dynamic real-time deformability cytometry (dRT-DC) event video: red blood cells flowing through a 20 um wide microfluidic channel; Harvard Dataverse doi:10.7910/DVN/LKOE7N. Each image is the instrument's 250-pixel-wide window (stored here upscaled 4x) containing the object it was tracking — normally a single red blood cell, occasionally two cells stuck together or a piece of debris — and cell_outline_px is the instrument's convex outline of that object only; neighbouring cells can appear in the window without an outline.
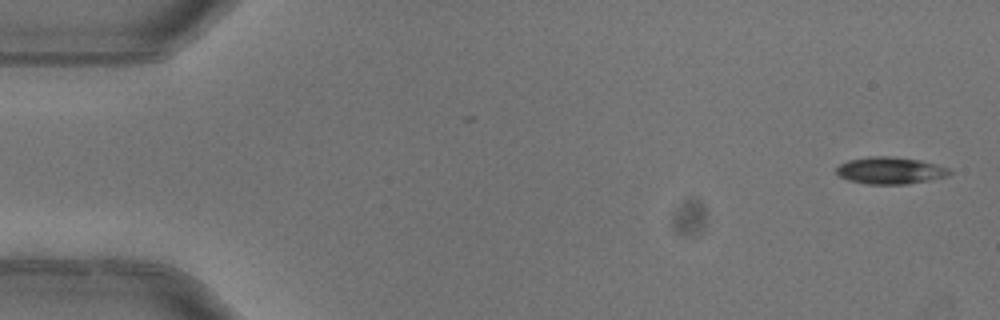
{"species": "common noctule bat (a hibernating species)", "species_latin": "Nyctalus noctula", "temperature_condition": "warm", "stored_images_in_passage": 5, "camera_frame_rate_fps": 3000, "um_per_image_px": 0.085, "animal": {"sex": "female"}, "frame": {"image": 1, "passage_image": 1, "time_ms": 0.0, "image_size_px": [1000, 320], "cell_outline_px": [[952, 172], [948, 176], [908, 184], [868, 184], [848, 180], [840, 176], [836, 172], [836, 168], [840, 164], [848, 160], [868, 156], [892, 156], [920, 160], [936, 164], [948, 168]], "centroid_in_image_um": [75.66, 14.49], "position_along_channel_um": 9.3, "area_um2": 17.8}}
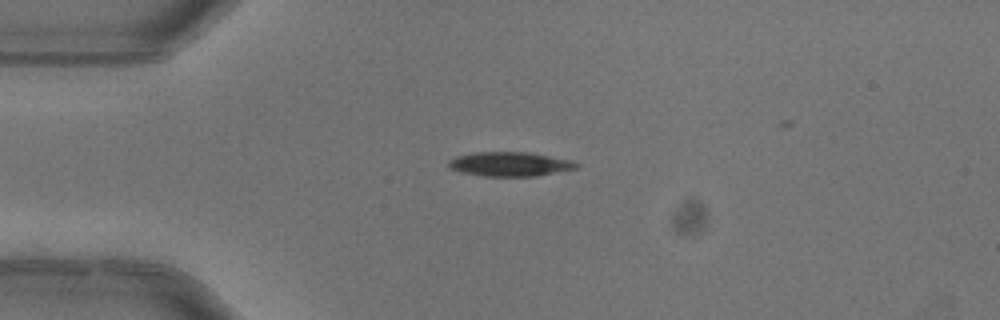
{"frame": {"image": 2, "passage_image": 3, "time_ms": 0.667, "image_size_px": [1000, 320], "cell_outline_px": [[580, 164], [576, 168], [536, 176], [484, 176], [460, 172], [448, 168], [448, 160], [456, 156], [472, 152], [524, 152], [572, 160]], "centroid_in_image_um": [43.28, 13.95], "position_along_channel_um": 41.7, "area_um2": 18.03}}